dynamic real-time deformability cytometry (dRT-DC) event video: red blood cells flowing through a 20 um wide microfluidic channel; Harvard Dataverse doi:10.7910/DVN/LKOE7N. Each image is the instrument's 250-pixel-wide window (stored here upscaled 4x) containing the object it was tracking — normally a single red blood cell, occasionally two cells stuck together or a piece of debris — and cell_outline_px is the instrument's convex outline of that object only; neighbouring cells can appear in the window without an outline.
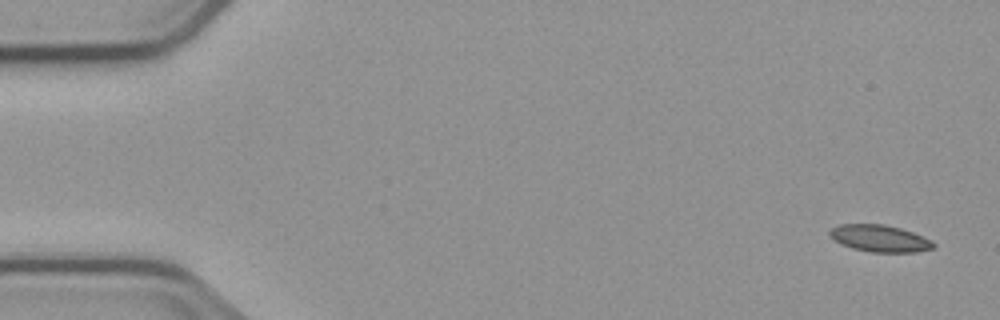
{"species": "common noctule bat (a hibernating species)", "species_latin": "Nyctalus noctula", "temperature_condition": "cold", "stored_images_in_passage": 6, "segment_of_instrument_passage": [1, 2], "camera_frame_rate_fps": 3000, "um_per_image_px": 0.085, "animal": {"sex": "male", "body_mass_g": 23.1, "forearm_length_mm": 52.7}, "frame": {"image": 1, "passage_image": 1, "time_ms": 0.0, "image_size_px": [1000, 320], "cell_outline_px": [[936, 244], [932, 248], [916, 252], [872, 252], [852, 248], [840, 244], [832, 240], [828, 236], [828, 232], [832, 228], [840, 224], [884, 224], [900, 228], [924, 236], [932, 240]], "centroid_in_image_um": [74.75, 20.26], "position_along_channel_um": 10.3, "area_um2": 16.42}}
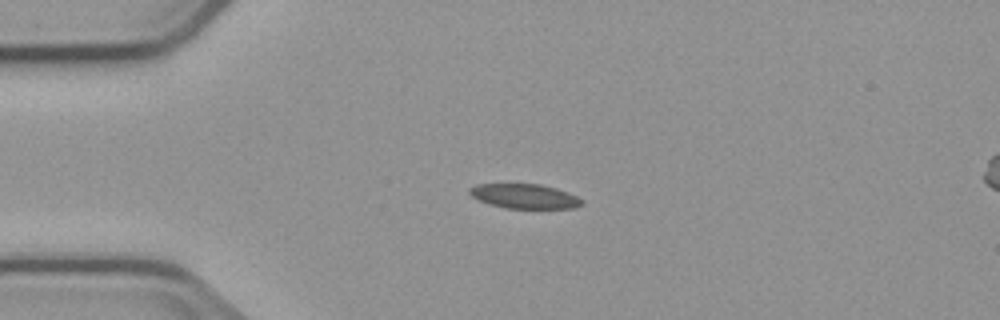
{"frame": {"image": 2, "passage_image": 4, "time_ms": 3.667, "image_size_px": [1000, 320], "cell_outline_px": [[584, 204], [576, 208], [504, 208], [488, 204], [476, 200], [468, 192], [468, 188], [476, 184], [540, 184], [556, 188], [568, 192], [584, 200]], "centroid_in_image_um": [44.57, 16.68], "position_along_channel_um": 40.4, "area_um2": 16.3}}